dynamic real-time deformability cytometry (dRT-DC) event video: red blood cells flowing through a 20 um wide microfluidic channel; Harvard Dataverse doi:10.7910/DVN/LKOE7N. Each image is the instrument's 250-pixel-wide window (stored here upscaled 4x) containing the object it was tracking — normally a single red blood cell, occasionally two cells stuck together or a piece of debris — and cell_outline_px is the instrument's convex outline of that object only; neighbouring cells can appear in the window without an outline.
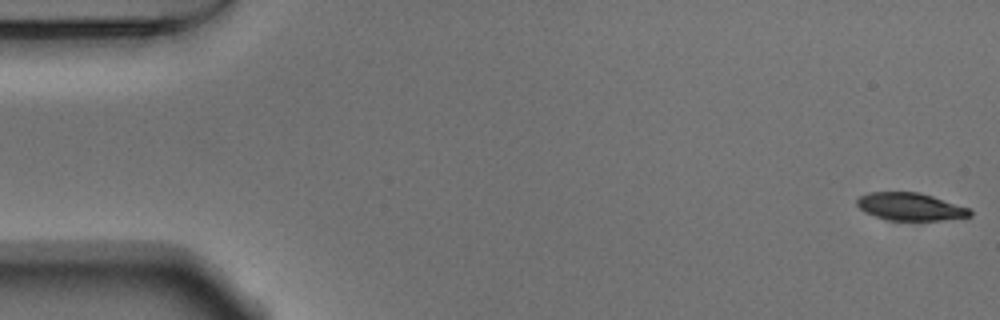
{"species": "Egyptian fruit bat (a non-hibernating species)", "species_latin": "Rousettus aegyptiacus", "temperature_condition": "warm", "stored_images_in_passage": 47, "camera_frame_rate_fps": 3000, "um_per_image_px": 0.085, "animal": {"sex": "male"}, "frame": {"image": 1, "passage_image": 1, "time_ms": 0.0, "image_size_px": [1000, 320], "cell_outline_px": [[972, 216], [940, 220], [888, 220], [864, 212], [856, 204], [856, 200], [860, 196], [868, 192], [920, 192], [968, 208], [972, 212]], "centroid_in_image_um": [77.34, 17.56], "position_along_channel_um": 7.7, "area_um2": 18.03}}
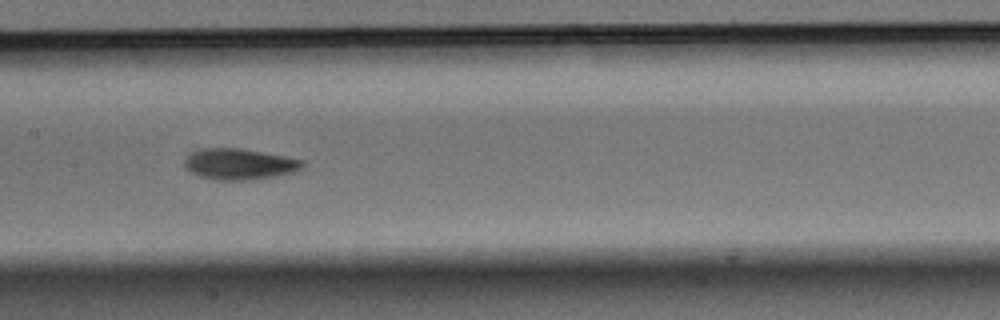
{"frame": {"image": 2, "passage_image": 26, "time_ms": 8.333, "image_size_px": [1000, 320], "cell_outline_px": [[304, 164], [300, 168], [292, 172], [276, 176], [244, 180], [216, 180], [200, 176], [192, 172], [184, 164], [184, 160], [192, 152], [204, 148], [240, 148], [284, 156], [300, 160]], "centroid_in_image_um": [20.31, 13.94], "position_along_channel_um": 187.1, "area_um2": 20.87}}
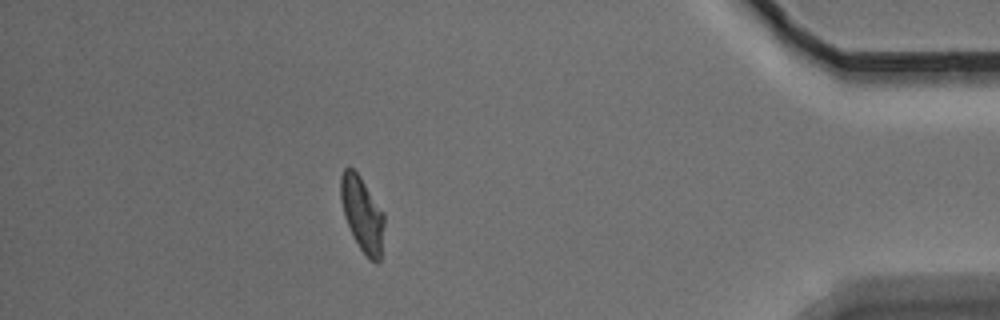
{"frame": {"image": 3, "passage_image": 47, "time_ms": 15.333, "image_size_px": [1000, 320], "cell_outline_px": [[384, 224], [380, 260], [376, 264], [368, 260], [360, 248], [344, 216], [340, 200], [340, 176], [344, 168], [352, 168], [360, 176], [384, 212]], "centroid_in_image_um": [30.79, 18.2], "position_along_channel_um": 404.4, "area_um2": 18.96}, "authors_computed_cell_mechanics": {"area_um2": 20.1722, "velocity_mm_per_s": 3.7795, "shape_relaxation_time_tau1_ms": 4.5675, "shape_relaxation_time_tau2_ms": 3.7801, "deformation_change_tau1": 0.1712, "deformation_change_tau2": 0.0908}}